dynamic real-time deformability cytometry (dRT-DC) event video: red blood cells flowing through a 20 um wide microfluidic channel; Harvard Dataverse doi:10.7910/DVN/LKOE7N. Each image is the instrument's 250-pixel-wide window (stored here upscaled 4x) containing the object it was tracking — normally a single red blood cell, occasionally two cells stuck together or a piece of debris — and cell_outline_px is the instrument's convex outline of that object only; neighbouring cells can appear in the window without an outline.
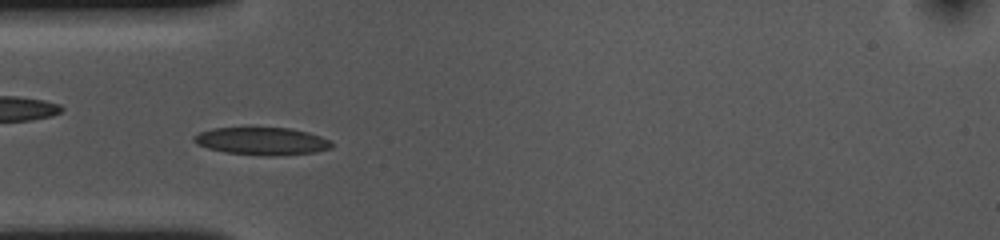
{"species": "common noctule bat (a hibernating species)", "species_latin": "Nyctalus noctula", "temperature_condition": "cold", "stored_images_in_passage": 50, "camera_frame_rate_fps": 3000, "um_per_image_px": 0.085, "animal": {"sex": "female", "body_mass_g": 10.0, "forearm_length_mm": 53.1}, "frame": {"image": 1, "passage_image": 13, "time_ms": 4.0, "image_size_px": [1000, 240], "cell_outline_px": [[332, 148], [316, 152], [276, 156], [264, 156], [224, 152], [208, 148], [196, 144], [192, 140], [192, 136], [200, 132], [212, 128], [292, 128], [308, 132], [320, 136], [328, 140], [332, 144]], "centroid_in_image_um": [22.24, 12.0], "position_along_channel_um": 62.8, "area_um2": 22.25}}
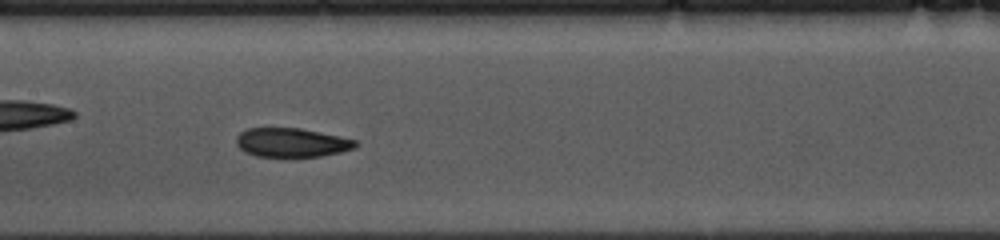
{"frame": {"image": 2, "passage_image": 23, "time_ms": 7.333, "image_size_px": [1000, 240], "cell_outline_px": [[360, 144], [356, 148], [340, 152], [320, 156], [284, 160], [256, 156], [244, 152], [236, 144], [236, 136], [240, 132], [248, 128], [300, 128], [340, 136], [356, 140]], "centroid_in_image_um": [24.78, 12.16], "position_along_channel_um": 182.6, "area_um2": 21.1}}
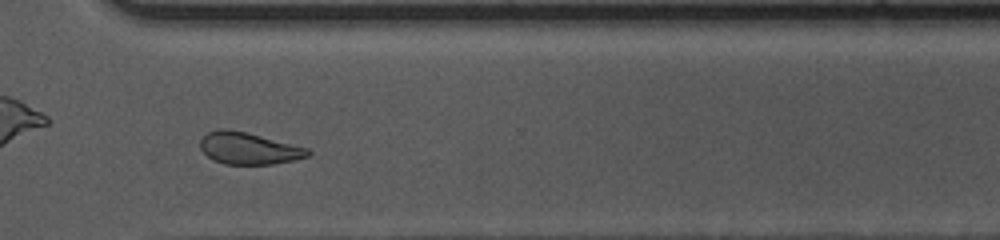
{"frame": {"image": 3, "passage_image": 37, "time_ms": 12.0, "image_size_px": [1000, 240], "cell_outline_px": [[312, 152], [308, 156], [292, 160], [272, 164], [224, 164], [212, 160], [200, 148], [200, 140], [208, 132], [220, 128], [228, 128], [248, 132], [308, 148]], "centroid_in_image_um": [21.12, 12.6], "position_along_channel_um": 349.5, "area_um2": 20.06}, "authors_computed_cell_mechanics": {"area_um2": 21.2126, "velocity_mm_per_s": 3.5832, "shape_relaxation_time_tau1_ms": 10.7657, "shape_relaxation_time_tau2_ms": 6.2278, "deformation_change_tau1": 0.1854, "deformation_change_tau2": 0.1099}}